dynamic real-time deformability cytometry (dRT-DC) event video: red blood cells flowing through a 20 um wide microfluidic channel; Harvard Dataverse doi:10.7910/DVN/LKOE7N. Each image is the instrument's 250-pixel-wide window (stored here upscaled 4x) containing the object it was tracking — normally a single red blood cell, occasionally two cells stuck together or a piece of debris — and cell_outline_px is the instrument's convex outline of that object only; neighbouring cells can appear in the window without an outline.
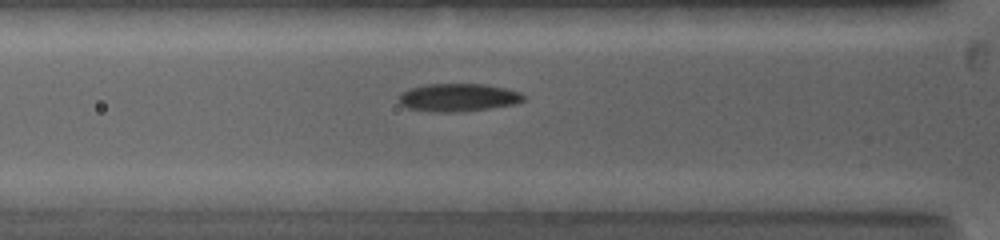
{"species": "common noctule bat (a hibernating species)", "species_latin": "Nyctalus noctula", "temperature_condition": "warm", "stored_images_in_passage": 21, "camera_frame_rate_fps": 5000, "um_per_image_px": 0.085, "animal": {"sex": "female", "body_mass_g": 19.0, "forearm_length_mm": 53.3}, "frame": {"image": 1, "passage_image": 8, "time_ms": 3.0, "image_size_px": [1000, 240], "cell_outline_px": [[524, 100], [516, 104], [488, 108], [456, 112], [432, 112], [408, 108], [400, 104], [400, 92], [408, 88], [424, 84], [484, 84], [504, 88], [520, 92], [524, 96]], "centroid_in_image_um": [38.91, 8.28], "position_along_channel_um": 86.9, "area_um2": 20.29}}
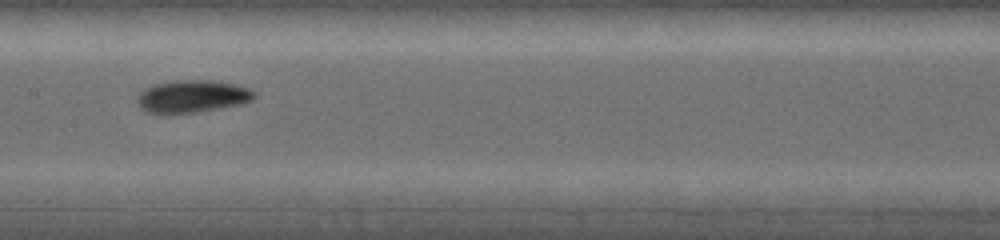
{"frame": {"image": 2, "passage_image": 14, "time_ms": 5.6, "image_size_px": [1000, 240], "cell_outline_px": [[256, 96], [252, 100], [240, 104], [200, 112], [168, 116], [144, 112], [140, 108], [136, 100], [140, 92], [144, 88], [152, 84], [176, 80], [212, 80], [236, 84], [248, 88], [256, 92]], "centroid_in_image_um": [16.28, 8.22], "position_along_channel_um": 191.1, "area_um2": 22.95}}
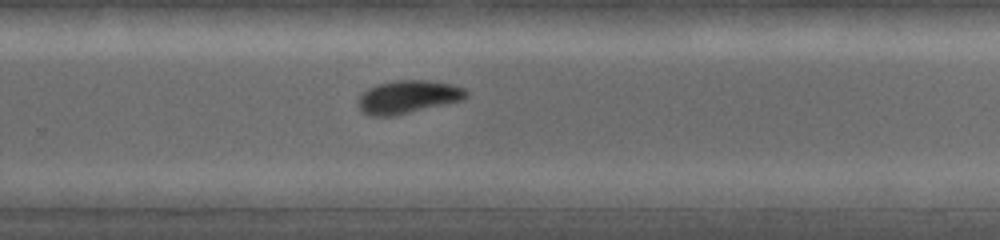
{"frame": {"image": 3, "passage_image": 21, "time_ms": 8.2, "image_size_px": [1000, 240], "cell_outline_px": [[468, 96], [460, 100], [444, 104], [392, 116], [368, 116], [356, 104], [356, 100], [368, 88], [380, 84], [396, 80], [424, 80], [452, 84], [464, 88], [468, 92]], "centroid_in_image_um": [34.65, 8.23], "position_along_channel_um": 295.2, "area_um2": 20.52}}